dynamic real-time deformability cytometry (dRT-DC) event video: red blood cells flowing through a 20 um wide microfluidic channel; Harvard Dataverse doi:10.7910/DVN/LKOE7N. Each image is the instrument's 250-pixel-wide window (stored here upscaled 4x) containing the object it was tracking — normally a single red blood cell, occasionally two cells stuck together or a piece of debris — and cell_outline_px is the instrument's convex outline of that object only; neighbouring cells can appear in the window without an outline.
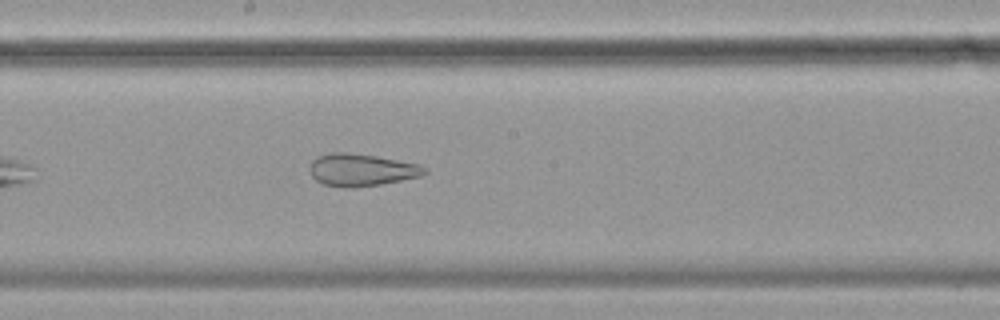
{"species": "common noctule bat (a hibernating species)", "species_latin": "Nyctalus noctula", "temperature_condition": "cold", "stored_images_in_passage": 39, "camera_frame_rate_fps": 3000, "um_per_image_px": 0.085, "animal": {"sex": "female", "body_mass_g": 19.9}, "frame": {"image": 1, "passage_image": 17, "time_ms": 5.333, "image_size_px": [1000, 320], "cell_outline_px": [[428, 172], [420, 176], [380, 184], [324, 184], [316, 180], [312, 176], [308, 168], [312, 160], [316, 156], [332, 152], [348, 152], [376, 156], [420, 164], [428, 168]], "centroid_in_image_um": [30.74, 14.37], "position_along_channel_um": 217.5, "area_um2": 20.87}}
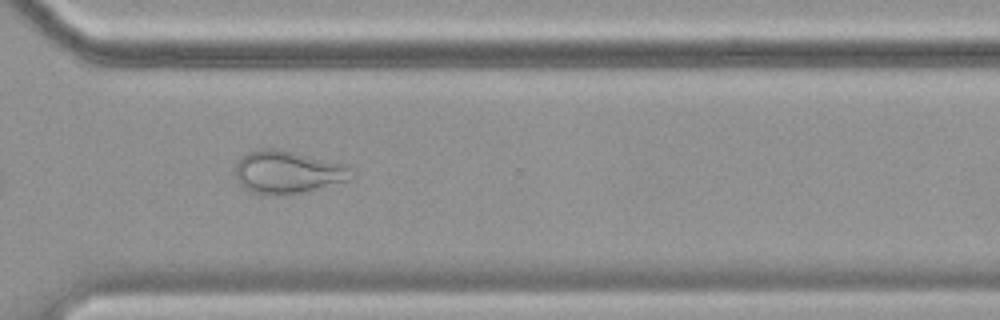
{"frame": {"image": 2, "passage_image": 28, "time_ms": 9.0, "image_size_px": [1000, 320], "cell_outline_px": [[356, 176], [348, 180], [304, 192], [272, 196], [268, 196], [248, 192], [236, 180], [236, 160], [248, 152], [260, 148], [276, 148], [348, 164], [352, 168]], "centroid_in_image_um": [24.45, 14.63], "position_along_channel_um": 346.1, "area_um2": 29.54}, "authors_computed_cell_mechanics": {"area_um2": 26.1256, "velocity_mm_per_s": 3.513, "shape_relaxation_time_tau1_ms": null, "shape_relaxation_time_tau2_ms": 1.6413, "deformation_change_tau1": null, "deformation_change_tau2": 0.1001}}